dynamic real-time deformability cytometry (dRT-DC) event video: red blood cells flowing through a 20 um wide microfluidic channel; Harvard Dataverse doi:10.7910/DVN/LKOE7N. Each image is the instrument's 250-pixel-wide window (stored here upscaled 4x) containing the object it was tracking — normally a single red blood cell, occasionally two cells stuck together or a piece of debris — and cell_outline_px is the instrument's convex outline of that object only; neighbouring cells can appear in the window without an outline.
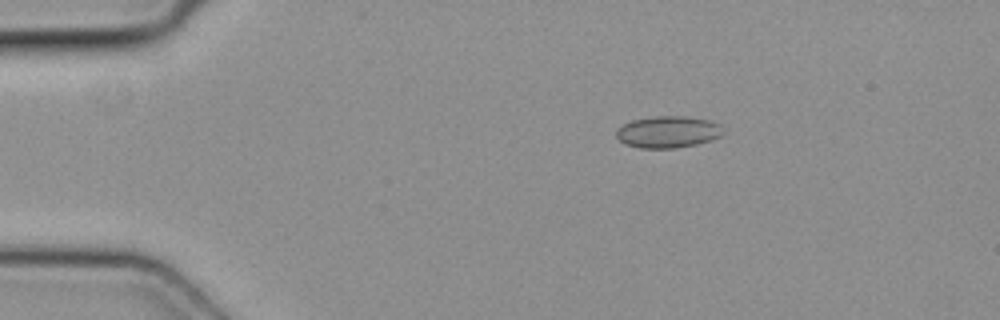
{"species": "common noctule bat (a hibernating species)", "species_latin": "Nyctalus noctula", "temperature_condition": "cold", "stored_images_in_passage": 5, "camera_frame_rate_fps": 3000, "um_per_image_px": 0.085, "animal": {"sex": "female", "body_mass_g": 19.3, "forearm_length_mm": 54.1}, "frame": {"image": 1, "passage_image": 1, "time_ms": 0.0, "image_size_px": [1000, 320], "cell_outline_px": [[724, 132], [720, 136], [712, 140], [696, 144], [676, 148], [640, 148], [624, 144], [616, 136], [616, 128], [632, 120], [656, 116], [688, 116], [708, 120], [720, 124]], "centroid_in_image_um": [56.77, 11.21], "position_along_channel_um": 28.2, "area_um2": 19.88}}
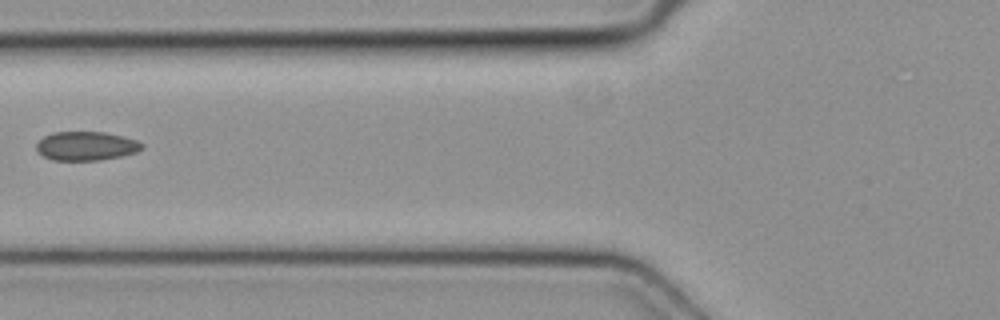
{"frame": {"image": 2, "passage_image": 4, "time_ms": 1.0, "image_size_px": [1000, 320], "cell_outline_px": [[144, 148], [136, 152], [120, 156], [100, 160], [52, 160], [36, 152], [36, 144], [44, 136], [52, 132], [104, 132], [124, 136], [136, 140], [144, 144]], "centroid_in_image_um": [7.32, 12.4], "position_along_channel_um": 118.5, "area_um2": 17.86}}
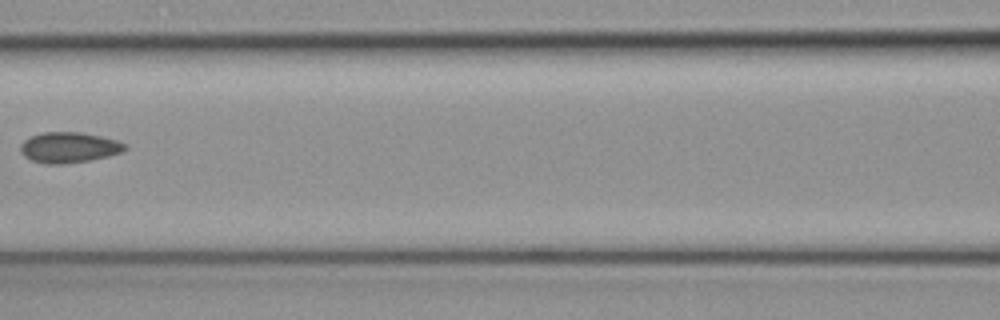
{"frame": {"image": 3, "passage_image": 5, "time_ms": 1.333, "image_size_px": [1000, 320], "cell_outline_px": [[128, 148], [124, 152], [108, 156], [88, 160], [60, 164], [44, 164], [32, 160], [24, 156], [20, 152], [20, 144], [24, 140], [32, 136], [44, 132], [84, 132], [116, 140], [128, 144]], "centroid_in_image_um": [5.88, 12.53], "position_along_channel_um": 160.7, "area_um2": 18.73}}